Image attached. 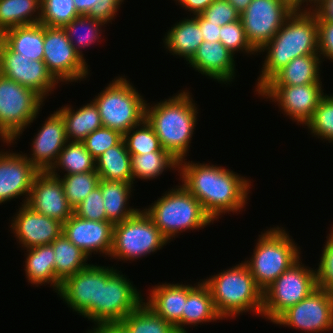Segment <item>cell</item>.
Returning a JSON list of instances; mask_svg holds the SVG:
<instances>
[{"label":"cell","mask_w":333,"mask_h":333,"mask_svg":"<svg viewBox=\"0 0 333 333\" xmlns=\"http://www.w3.org/2000/svg\"><path fill=\"white\" fill-rule=\"evenodd\" d=\"M11 221L12 233L24 249L51 244L63 231V223L35 212L23 203Z\"/></svg>","instance_id":"21"},{"label":"cell","mask_w":333,"mask_h":333,"mask_svg":"<svg viewBox=\"0 0 333 333\" xmlns=\"http://www.w3.org/2000/svg\"><path fill=\"white\" fill-rule=\"evenodd\" d=\"M166 168H174V170L179 168V161L167 151L131 155L132 183L135 178L152 180L161 175Z\"/></svg>","instance_id":"35"},{"label":"cell","mask_w":333,"mask_h":333,"mask_svg":"<svg viewBox=\"0 0 333 333\" xmlns=\"http://www.w3.org/2000/svg\"><path fill=\"white\" fill-rule=\"evenodd\" d=\"M123 140L130 155L166 151L161 147L159 138L146 119L126 132Z\"/></svg>","instance_id":"39"},{"label":"cell","mask_w":333,"mask_h":333,"mask_svg":"<svg viewBox=\"0 0 333 333\" xmlns=\"http://www.w3.org/2000/svg\"><path fill=\"white\" fill-rule=\"evenodd\" d=\"M152 204L144 211L168 240L183 231L201 229L213 223L200 201L183 185L166 191Z\"/></svg>","instance_id":"5"},{"label":"cell","mask_w":333,"mask_h":333,"mask_svg":"<svg viewBox=\"0 0 333 333\" xmlns=\"http://www.w3.org/2000/svg\"><path fill=\"white\" fill-rule=\"evenodd\" d=\"M123 135L110 128L101 127L89 134L82 143L88 152L96 159L107 149L117 145Z\"/></svg>","instance_id":"44"},{"label":"cell","mask_w":333,"mask_h":333,"mask_svg":"<svg viewBox=\"0 0 333 333\" xmlns=\"http://www.w3.org/2000/svg\"><path fill=\"white\" fill-rule=\"evenodd\" d=\"M324 245L316 270L317 287L333 293V227Z\"/></svg>","instance_id":"45"},{"label":"cell","mask_w":333,"mask_h":333,"mask_svg":"<svg viewBox=\"0 0 333 333\" xmlns=\"http://www.w3.org/2000/svg\"><path fill=\"white\" fill-rule=\"evenodd\" d=\"M120 323L129 333H178L172 324L157 315L145 302Z\"/></svg>","instance_id":"37"},{"label":"cell","mask_w":333,"mask_h":333,"mask_svg":"<svg viewBox=\"0 0 333 333\" xmlns=\"http://www.w3.org/2000/svg\"><path fill=\"white\" fill-rule=\"evenodd\" d=\"M32 142V157L25 155L26 158L39 171H49L68 142L63 117L58 111L45 120Z\"/></svg>","instance_id":"22"},{"label":"cell","mask_w":333,"mask_h":333,"mask_svg":"<svg viewBox=\"0 0 333 333\" xmlns=\"http://www.w3.org/2000/svg\"><path fill=\"white\" fill-rule=\"evenodd\" d=\"M284 228H270L259 235L253 255L245 261L257 286L264 291L300 259V250Z\"/></svg>","instance_id":"6"},{"label":"cell","mask_w":333,"mask_h":333,"mask_svg":"<svg viewBox=\"0 0 333 333\" xmlns=\"http://www.w3.org/2000/svg\"><path fill=\"white\" fill-rule=\"evenodd\" d=\"M313 136L333 141V95L325 94L320 100L311 119L305 124Z\"/></svg>","instance_id":"42"},{"label":"cell","mask_w":333,"mask_h":333,"mask_svg":"<svg viewBox=\"0 0 333 333\" xmlns=\"http://www.w3.org/2000/svg\"><path fill=\"white\" fill-rule=\"evenodd\" d=\"M264 98L278 102L280 110L297 124H305L311 119L320 100L324 96L322 83L305 85H264L258 92Z\"/></svg>","instance_id":"17"},{"label":"cell","mask_w":333,"mask_h":333,"mask_svg":"<svg viewBox=\"0 0 333 333\" xmlns=\"http://www.w3.org/2000/svg\"><path fill=\"white\" fill-rule=\"evenodd\" d=\"M79 16L74 0H41L39 23L51 28H64Z\"/></svg>","instance_id":"41"},{"label":"cell","mask_w":333,"mask_h":333,"mask_svg":"<svg viewBox=\"0 0 333 333\" xmlns=\"http://www.w3.org/2000/svg\"><path fill=\"white\" fill-rule=\"evenodd\" d=\"M199 23L200 30L204 41L218 42L220 41L221 26L209 23L200 14L193 16Z\"/></svg>","instance_id":"50"},{"label":"cell","mask_w":333,"mask_h":333,"mask_svg":"<svg viewBox=\"0 0 333 333\" xmlns=\"http://www.w3.org/2000/svg\"><path fill=\"white\" fill-rule=\"evenodd\" d=\"M168 242L146 212L139 210L132 217L114 224L109 257L124 262L138 259L160 250Z\"/></svg>","instance_id":"9"},{"label":"cell","mask_w":333,"mask_h":333,"mask_svg":"<svg viewBox=\"0 0 333 333\" xmlns=\"http://www.w3.org/2000/svg\"><path fill=\"white\" fill-rule=\"evenodd\" d=\"M113 227L111 221H91L73 213L63 223L62 234L88 257L92 252L109 257L113 245Z\"/></svg>","instance_id":"19"},{"label":"cell","mask_w":333,"mask_h":333,"mask_svg":"<svg viewBox=\"0 0 333 333\" xmlns=\"http://www.w3.org/2000/svg\"><path fill=\"white\" fill-rule=\"evenodd\" d=\"M92 329L87 333H129L120 322L98 324Z\"/></svg>","instance_id":"53"},{"label":"cell","mask_w":333,"mask_h":333,"mask_svg":"<svg viewBox=\"0 0 333 333\" xmlns=\"http://www.w3.org/2000/svg\"><path fill=\"white\" fill-rule=\"evenodd\" d=\"M126 79L123 76L115 78L93 99L103 127L122 135L145 119L147 102Z\"/></svg>","instance_id":"7"},{"label":"cell","mask_w":333,"mask_h":333,"mask_svg":"<svg viewBox=\"0 0 333 333\" xmlns=\"http://www.w3.org/2000/svg\"><path fill=\"white\" fill-rule=\"evenodd\" d=\"M240 14L246 10L252 0H227Z\"/></svg>","instance_id":"55"},{"label":"cell","mask_w":333,"mask_h":333,"mask_svg":"<svg viewBox=\"0 0 333 333\" xmlns=\"http://www.w3.org/2000/svg\"><path fill=\"white\" fill-rule=\"evenodd\" d=\"M150 292L145 304L172 324L178 333H182V315L188 296V285L164 283L155 285Z\"/></svg>","instance_id":"24"},{"label":"cell","mask_w":333,"mask_h":333,"mask_svg":"<svg viewBox=\"0 0 333 333\" xmlns=\"http://www.w3.org/2000/svg\"><path fill=\"white\" fill-rule=\"evenodd\" d=\"M268 51L256 84L258 92L279 70L296 57L319 54L317 16L312 9H295L276 35L257 53Z\"/></svg>","instance_id":"2"},{"label":"cell","mask_w":333,"mask_h":333,"mask_svg":"<svg viewBox=\"0 0 333 333\" xmlns=\"http://www.w3.org/2000/svg\"><path fill=\"white\" fill-rule=\"evenodd\" d=\"M60 177L57 173L40 171L33 181L26 205L35 212L65 223L74 209L65 196Z\"/></svg>","instance_id":"18"},{"label":"cell","mask_w":333,"mask_h":333,"mask_svg":"<svg viewBox=\"0 0 333 333\" xmlns=\"http://www.w3.org/2000/svg\"><path fill=\"white\" fill-rule=\"evenodd\" d=\"M185 160L179 161L178 168L182 185L200 201L213 221L223 213H237L245 207L250 180L222 166Z\"/></svg>","instance_id":"1"},{"label":"cell","mask_w":333,"mask_h":333,"mask_svg":"<svg viewBox=\"0 0 333 333\" xmlns=\"http://www.w3.org/2000/svg\"><path fill=\"white\" fill-rule=\"evenodd\" d=\"M316 288V270L298 260L263 291L261 316L274 322Z\"/></svg>","instance_id":"10"},{"label":"cell","mask_w":333,"mask_h":333,"mask_svg":"<svg viewBox=\"0 0 333 333\" xmlns=\"http://www.w3.org/2000/svg\"><path fill=\"white\" fill-rule=\"evenodd\" d=\"M57 168L66 171L65 175L86 173L96 171V161L82 142L68 141L49 172L56 174Z\"/></svg>","instance_id":"36"},{"label":"cell","mask_w":333,"mask_h":333,"mask_svg":"<svg viewBox=\"0 0 333 333\" xmlns=\"http://www.w3.org/2000/svg\"><path fill=\"white\" fill-rule=\"evenodd\" d=\"M294 10L285 0H252L240 14L247 41L258 51L276 35Z\"/></svg>","instance_id":"12"},{"label":"cell","mask_w":333,"mask_h":333,"mask_svg":"<svg viewBox=\"0 0 333 333\" xmlns=\"http://www.w3.org/2000/svg\"><path fill=\"white\" fill-rule=\"evenodd\" d=\"M95 161L100 179L132 183L131 155L123 139L98 156Z\"/></svg>","instance_id":"32"},{"label":"cell","mask_w":333,"mask_h":333,"mask_svg":"<svg viewBox=\"0 0 333 333\" xmlns=\"http://www.w3.org/2000/svg\"><path fill=\"white\" fill-rule=\"evenodd\" d=\"M25 274L28 282L37 285L51 284L56 291L60 290L61 282L55 276V253L51 244L39 245L26 249Z\"/></svg>","instance_id":"27"},{"label":"cell","mask_w":333,"mask_h":333,"mask_svg":"<svg viewBox=\"0 0 333 333\" xmlns=\"http://www.w3.org/2000/svg\"><path fill=\"white\" fill-rule=\"evenodd\" d=\"M40 17L41 0H0V36L9 29L39 23Z\"/></svg>","instance_id":"33"},{"label":"cell","mask_w":333,"mask_h":333,"mask_svg":"<svg viewBox=\"0 0 333 333\" xmlns=\"http://www.w3.org/2000/svg\"><path fill=\"white\" fill-rule=\"evenodd\" d=\"M318 23V47L321 58L333 60V22L317 21ZM323 56H322V55Z\"/></svg>","instance_id":"48"},{"label":"cell","mask_w":333,"mask_h":333,"mask_svg":"<svg viewBox=\"0 0 333 333\" xmlns=\"http://www.w3.org/2000/svg\"><path fill=\"white\" fill-rule=\"evenodd\" d=\"M273 323L308 333L332 330L333 293L317 287L305 299L283 312Z\"/></svg>","instance_id":"15"},{"label":"cell","mask_w":333,"mask_h":333,"mask_svg":"<svg viewBox=\"0 0 333 333\" xmlns=\"http://www.w3.org/2000/svg\"><path fill=\"white\" fill-rule=\"evenodd\" d=\"M322 0H304V2H309L310 3V8L308 7L307 9H313V7H315L319 2H321ZM313 6V7H312Z\"/></svg>","instance_id":"57"},{"label":"cell","mask_w":333,"mask_h":333,"mask_svg":"<svg viewBox=\"0 0 333 333\" xmlns=\"http://www.w3.org/2000/svg\"><path fill=\"white\" fill-rule=\"evenodd\" d=\"M287 1L294 9H303L302 4L304 3V0H285Z\"/></svg>","instance_id":"56"},{"label":"cell","mask_w":333,"mask_h":333,"mask_svg":"<svg viewBox=\"0 0 333 333\" xmlns=\"http://www.w3.org/2000/svg\"><path fill=\"white\" fill-rule=\"evenodd\" d=\"M68 106L57 110L63 117L67 141L82 142L93 131L103 127L99 109L94 101L76 111Z\"/></svg>","instance_id":"28"},{"label":"cell","mask_w":333,"mask_h":333,"mask_svg":"<svg viewBox=\"0 0 333 333\" xmlns=\"http://www.w3.org/2000/svg\"><path fill=\"white\" fill-rule=\"evenodd\" d=\"M203 41L199 23L194 17H191L190 19L185 18L171 27L163 42L170 53L179 55L188 62Z\"/></svg>","instance_id":"30"},{"label":"cell","mask_w":333,"mask_h":333,"mask_svg":"<svg viewBox=\"0 0 333 333\" xmlns=\"http://www.w3.org/2000/svg\"><path fill=\"white\" fill-rule=\"evenodd\" d=\"M74 214L82 219H88L91 221H109L106 216L102 193L99 186L92 190L74 209Z\"/></svg>","instance_id":"46"},{"label":"cell","mask_w":333,"mask_h":333,"mask_svg":"<svg viewBox=\"0 0 333 333\" xmlns=\"http://www.w3.org/2000/svg\"><path fill=\"white\" fill-rule=\"evenodd\" d=\"M104 24L107 23L88 15H79L63 29L67 33L68 39L75 48L76 52L84 59L82 54L83 51L80 49L89 47L92 43H96L98 39H101L100 31H102L101 26H104ZM78 30H83L85 32L81 33L83 31L79 32Z\"/></svg>","instance_id":"38"},{"label":"cell","mask_w":333,"mask_h":333,"mask_svg":"<svg viewBox=\"0 0 333 333\" xmlns=\"http://www.w3.org/2000/svg\"><path fill=\"white\" fill-rule=\"evenodd\" d=\"M193 15L201 14L214 0H175Z\"/></svg>","instance_id":"52"},{"label":"cell","mask_w":333,"mask_h":333,"mask_svg":"<svg viewBox=\"0 0 333 333\" xmlns=\"http://www.w3.org/2000/svg\"><path fill=\"white\" fill-rule=\"evenodd\" d=\"M203 282L209 288L215 309L222 319L234 318L249 310L261 315L263 291L257 286L245 262Z\"/></svg>","instance_id":"4"},{"label":"cell","mask_w":333,"mask_h":333,"mask_svg":"<svg viewBox=\"0 0 333 333\" xmlns=\"http://www.w3.org/2000/svg\"><path fill=\"white\" fill-rule=\"evenodd\" d=\"M98 186L101 189L107 219L113 224L132 217L140 210L127 205L133 183L100 179Z\"/></svg>","instance_id":"31"},{"label":"cell","mask_w":333,"mask_h":333,"mask_svg":"<svg viewBox=\"0 0 333 333\" xmlns=\"http://www.w3.org/2000/svg\"><path fill=\"white\" fill-rule=\"evenodd\" d=\"M60 181L70 206L75 209L92 190L98 187L100 177L96 171H89L64 175Z\"/></svg>","instance_id":"40"},{"label":"cell","mask_w":333,"mask_h":333,"mask_svg":"<svg viewBox=\"0 0 333 333\" xmlns=\"http://www.w3.org/2000/svg\"><path fill=\"white\" fill-rule=\"evenodd\" d=\"M0 39L15 53L30 60H43L44 26L40 23L9 29Z\"/></svg>","instance_id":"29"},{"label":"cell","mask_w":333,"mask_h":333,"mask_svg":"<svg viewBox=\"0 0 333 333\" xmlns=\"http://www.w3.org/2000/svg\"><path fill=\"white\" fill-rule=\"evenodd\" d=\"M317 21L333 22V0H322L312 9Z\"/></svg>","instance_id":"51"},{"label":"cell","mask_w":333,"mask_h":333,"mask_svg":"<svg viewBox=\"0 0 333 333\" xmlns=\"http://www.w3.org/2000/svg\"><path fill=\"white\" fill-rule=\"evenodd\" d=\"M320 54H309L294 58L279 70L265 85H305L322 83L320 80Z\"/></svg>","instance_id":"25"},{"label":"cell","mask_w":333,"mask_h":333,"mask_svg":"<svg viewBox=\"0 0 333 333\" xmlns=\"http://www.w3.org/2000/svg\"><path fill=\"white\" fill-rule=\"evenodd\" d=\"M43 49V61L58 82H78L87 77L88 65L76 52L63 28L44 26Z\"/></svg>","instance_id":"13"},{"label":"cell","mask_w":333,"mask_h":333,"mask_svg":"<svg viewBox=\"0 0 333 333\" xmlns=\"http://www.w3.org/2000/svg\"><path fill=\"white\" fill-rule=\"evenodd\" d=\"M125 275L113 269L101 282L98 303V324L121 322L144 301Z\"/></svg>","instance_id":"14"},{"label":"cell","mask_w":333,"mask_h":333,"mask_svg":"<svg viewBox=\"0 0 333 333\" xmlns=\"http://www.w3.org/2000/svg\"><path fill=\"white\" fill-rule=\"evenodd\" d=\"M55 253V276L62 283L67 277L87 268L88 256L63 234L51 243Z\"/></svg>","instance_id":"34"},{"label":"cell","mask_w":333,"mask_h":333,"mask_svg":"<svg viewBox=\"0 0 333 333\" xmlns=\"http://www.w3.org/2000/svg\"><path fill=\"white\" fill-rule=\"evenodd\" d=\"M0 73L32 89L43 99L47 94L56 88L58 81L48 71L43 60H30L22 56V53H15L0 39ZM54 88V89H53Z\"/></svg>","instance_id":"16"},{"label":"cell","mask_w":333,"mask_h":333,"mask_svg":"<svg viewBox=\"0 0 333 333\" xmlns=\"http://www.w3.org/2000/svg\"><path fill=\"white\" fill-rule=\"evenodd\" d=\"M123 1L124 0H100L92 7L88 16L102 20L105 23L111 22Z\"/></svg>","instance_id":"49"},{"label":"cell","mask_w":333,"mask_h":333,"mask_svg":"<svg viewBox=\"0 0 333 333\" xmlns=\"http://www.w3.org/2000/svg\"><path fill=\"white\" fill-rule=\"evenodd\" d=\"M220 42L233 54L237 51L256 54L257 51L247 41L241 20H237L220 28Z\"/></svg>","instance_id":"43"},{"label":"cell","mask_w":333,"mask_h":333,"mask_svg":"<svg viewBox=\"0 0 333 333\" xmlns=\"http://www.w3.org/2000/svg\"><path fill=\"white\" fill-rule=\"evenodd\" d=\"M200 15L219 26L240 20V13L227 0H214Z\"/></svg>","instance_id":"47"},{"label":"cell","mask_w":333,"mask_h":333,"mask_svg":"<svg viewBox=\"0 0 333 333\" xmlns=\"http://www.w3.org/2000/svg\"><path fill=\"white\" fill-rule=\"evenodd\" d=\"M39 172L25 154L0 151V204L23 195L26 204Z\"/></svg>","instance_id":"20"},{"label":"cell","mask_w":333,"mask_h":333,"mask_svg":"<svg viewBox=\"0 0 333 333\" xmlns=\"http://www.w3.org/2000/svg\"><path fill=\"white\" fill-rule=\"evenodd\" d=\"M185 91L154 106L146 103L145 108V119L159 138L161 147L177 161L185 159L198 116L190 92Z\"/></svg>","instance_id":"3"},{"label":"cell","mask_w":333,"mask_h":333,"mask_svg":"<svg viewBox=\"0 0 333 333\" xmlns=\"http://www.w3.org/2000/svg\"><path fill=\"white\" fill-rule=\"evenodd\" d=\"M188 64L199 73L221 83L231 82L235 77L234 54L220 41H203Z\"/></svg>","instance_id":"23"},{"label":"cell","mask_w":333,"mask_h":333,"mask_svg":"<svg viewBox=\"0 0 333 333\" xmlns=\"http://www.w3.org/2000/svg\"><path fill=\"white\" fill-rule=\"evenodd\" d=\"M217 320H222V317L215 309L207 285L203 281L198 282V285H188V296L182 315V333H188L185 325L195 326L199 323Z\"/></svg>","instance_id":"26"},{"label":"cell","mask_w":333,"mask_h":333,"mask_svg":"<svg viewBox=\"0 0 333 333\" xmlns=\"http://www.w3.org/2000/svg\"><path fill=\"white\" fill-rule=\"evenodd\" d=\"M100 0H74L79 15H88L92 7Z\"/></svg>","instance_id":"54"},{"label":"cell","mask_w":333,"mask_h":333,"mask_svg":"<svg viewBox=\"0 0 333 333\" xmlns=\"http://www.w3.org/2000/svg\"><path fill=\"white\" fill-rule=\"evenodd\" d=\"M43 101L32 89L0 73V140L13 143L36 119Z\"/></svg>","instance_id":"8"},{"label":"cell","mask_w":333,"mask_h":333,"mask_svg":"<svg viewBox=\"0 0 333 333\" xmlns=\"http://www.w3.org/2000/svg\"><path fill=\"white\" fill-rule=\"evenodd\" d=\"M113 267L90 264L87 268L67 277L57 292L73 311L98 325L100 282Z\"/></svg>","instance_id":"11"}]
</instances>
